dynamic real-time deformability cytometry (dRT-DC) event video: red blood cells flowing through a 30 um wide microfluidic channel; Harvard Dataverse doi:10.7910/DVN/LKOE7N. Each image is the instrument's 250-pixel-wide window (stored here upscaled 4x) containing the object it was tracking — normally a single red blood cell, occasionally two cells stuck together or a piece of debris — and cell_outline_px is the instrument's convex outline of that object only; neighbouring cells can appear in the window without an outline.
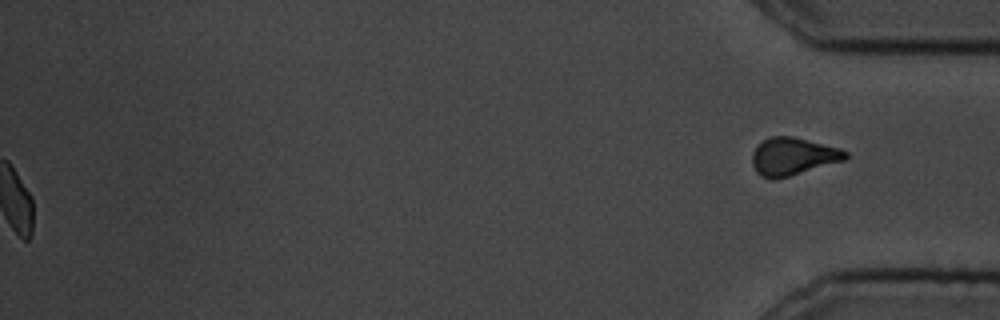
{"species": "common noctule bat (a hibernating species)", "species_latin": "Nyctalus noctula", "temperature_condition": "cold", "stored_images_in_passage": 62, "segment_of_instrument_passage": [2, 2], "camera_frame_rate_fps": 3000, "um_per_image_px": 0.085, "animal": {"sex": "male", "body_mass_g": 19.5, "forearm_length_mm": 54.6}, "frame": {"image": 1, "passage_image": 62, "time_ms": 20.333, "image_size_px": [1000, 320], "cell_outline_px": [[848, 156], [844, 160], [788, 176], [760, 176], [756, 172], [752, 164], [752, 152], [756, 144], [768, 136], [792, 136], [840, 148], [848, 152]], "centroid_in_image_um": [67.37, 13.25], "position_along_channel_um": 367.8, "area_um2": 20.11}}